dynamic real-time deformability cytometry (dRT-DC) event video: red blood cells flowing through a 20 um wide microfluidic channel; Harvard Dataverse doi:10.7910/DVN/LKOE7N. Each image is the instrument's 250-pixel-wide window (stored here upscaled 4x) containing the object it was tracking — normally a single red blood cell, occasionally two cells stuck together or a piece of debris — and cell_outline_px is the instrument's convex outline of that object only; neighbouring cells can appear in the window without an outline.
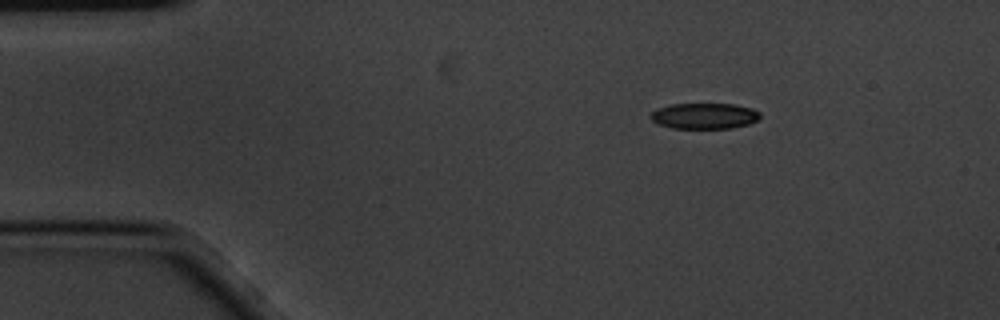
{"species": "common noctule bat (a hibernating species)", "species_latin": "Nyctalus noctula", "temperature_condition": "cold", "stored_images_in_passage": 4, "camera_frame_rate_fps": 3000, "um_per_image_px": 0.085, "animal": {"sex": "male", "body_mass_g": 20.1, "forearm_length_mm": 53.5}, "frame": {"image": 1, "passage_image": 1, "time_ms": 0.0, "image_size_px": [1000, 320], "cell_outline_px": [[760, 116], [756, 120], [748, 124], [732, 128], [672, 128], [660, 124], [652, 120], [648, 116], [656, 108], [672, 104], [736, 104], [752, 108], [760, 112]], "centroid_in_image_um": [59.86, 9.84], "position_along_channel_um": 25.1, "area_um2": 16.47}}
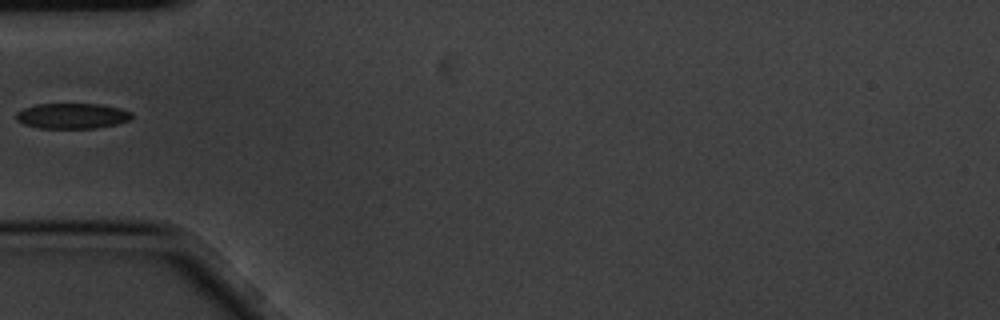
{"frame": {"image": 2, "passage_image": 4, "time_ms": 1.0, "image_size_px": [1000, 320], "cell_outline_px": [[132, 120], [116, 124], [96, 128], [40, 128], [24, 124], [16, 120], [16, 112], [24, 108], [36, 104], [100, 104], [120, 108], [132, 112]], "centroid_in_image_um": [6.15, 9.85], "position_along_channel_um": 78.8, "area_um2": 17.22}}